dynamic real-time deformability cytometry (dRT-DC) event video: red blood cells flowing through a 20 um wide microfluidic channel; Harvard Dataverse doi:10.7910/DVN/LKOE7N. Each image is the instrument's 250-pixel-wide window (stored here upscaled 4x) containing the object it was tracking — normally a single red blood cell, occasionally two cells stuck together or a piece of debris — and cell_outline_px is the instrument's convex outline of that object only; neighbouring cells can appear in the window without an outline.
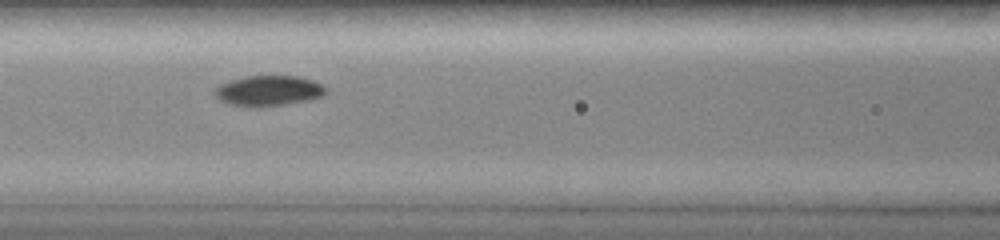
{"species": "common noctule bat (a hibernating species)", "species_latin": "Nyctalus noctula", "temperature_condition": "room temperature", "stored_images_in_passage": 23, "camera_frame_rate_fps": 3000, "um_per_image_px": 0.085, "animal": {"sex": "female", "body_mass_g": 19.0, "forearm_length_mm": 51.5}, "frame": {"image": 1, "passage_image": 5, "time_ms": 2.333, "image_size_px": [1000, 240], "cell_outline_px": [[328, 92], [324, 96], [308, 100], [284, 104], [256, 108], [252, 108], [228, 104], [220, 100], [212, 92], [220, 84], [232, 80], [248, 76], [300, 76], [324, 84]], "centroid_in_image_um": [22.85, 7.72], "position_along_channel_um": 143.8, "area_um2": 19.94}}
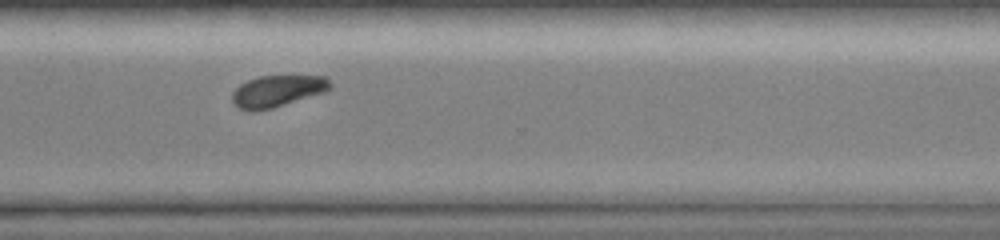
{"frame": {"image": 2, "passage_image": 15, "time_ms": 7.333, "image_size_px": [1000, 240], "cell_outline_px": [[332, 88], [324, 92], [272, 108], [252, 112], [240, 108], [232, 100], [232, 92], [240, 84], [248, 80], [260, 76], [324, 76], [332, 84]], "centroid_in_image_um": [23.57, 7.74], "position_along_channel_um": 347.0, "area_um2": 17.86}}
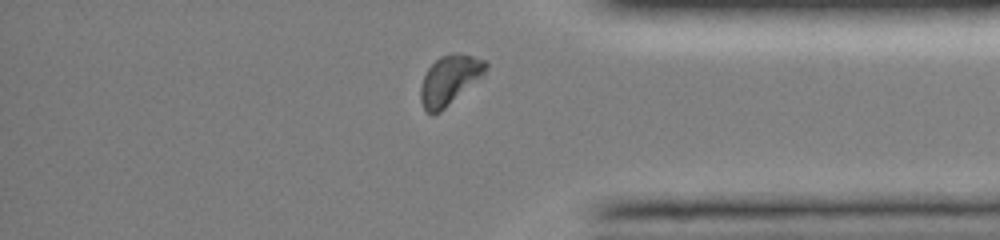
{"frame": {"image": 3, "passage_image": 20, "time_ms": 8.667, "image_size_px": [1000, 240], "cell_outline_px": [[488, 68], [480, 76], [440, 112], [428, 112], [424, 108], [420, 100], [420, 88], [424, 76], [428, 68], [440, 56], [472, 56], [488, 60]], "centroid_in_image_um": [38.19, 6.81], "position_along_channel_um": 397.0, "area_um2": 17.74}, "authors_computed_cell_mechanics": {"area_um2": 18.6116, "velocity_mm_per_s": 4.0872, "shape_relaxation_time_tau1_ms": 1.2589, "shape_relaxation_time_tau2_ms": null, "deformation_change_tau1": 0.0742, "deformation_change_tau2": null}}